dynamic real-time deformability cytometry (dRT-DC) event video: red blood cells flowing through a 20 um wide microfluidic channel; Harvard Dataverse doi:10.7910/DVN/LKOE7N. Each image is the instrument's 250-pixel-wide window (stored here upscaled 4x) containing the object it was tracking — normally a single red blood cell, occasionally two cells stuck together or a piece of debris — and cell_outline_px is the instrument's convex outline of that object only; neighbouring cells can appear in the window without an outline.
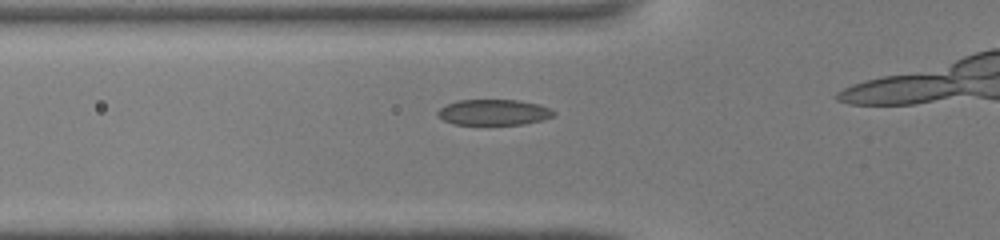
{"species": "common noctule bat (a hibernating species)", "species_latin": "Nyctalus noctula", "temperature_condition": "warm", "stored_images_in_passage": 10, "camera_frame_rate_fps": 3000, "um_per_image_px": 0.085, "animal": {"sex": "male", "body_mass_g": 19.0, "forearm_length_mm": 50.8}, "frame": {"image": 1, "passage_image": 6, "time_ms": 1.667, "image_size_px": [1000, 240], "cell_outline_px": [[556, 116], [544, 120], [524, 124], [452, 124], [436, 116], [436, 112], [440, 108], [448, 104], [460, 100], [516, 100], [540, 104], [556, 112]], "centroid_in_image_um": [41.99, 9.55], "position_along_channel_um": 83.8, "area_um2": 17.46}}
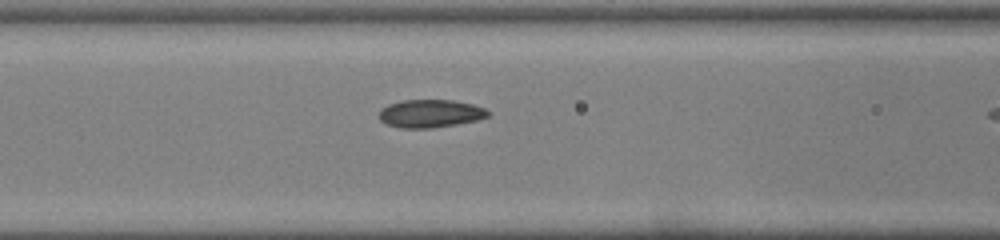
{"frame": {"image": 2, "passage_image": 9, "time_ms": 2.667, "image_size_px": [1000, 240], "cell_outline_px": [[492, 112], [488, 116], [476, 120], [456, 124], [432, 128], [400, 128], [384, 124], [380, 120], [380, 108], [388, 104], [404, 100], [452, 100], [472, 104], [484, 108]], "centroid_in_image_um": [36.55, 9.65], "position_along_channel_um": 130.0, "area_um2": 17.8}}